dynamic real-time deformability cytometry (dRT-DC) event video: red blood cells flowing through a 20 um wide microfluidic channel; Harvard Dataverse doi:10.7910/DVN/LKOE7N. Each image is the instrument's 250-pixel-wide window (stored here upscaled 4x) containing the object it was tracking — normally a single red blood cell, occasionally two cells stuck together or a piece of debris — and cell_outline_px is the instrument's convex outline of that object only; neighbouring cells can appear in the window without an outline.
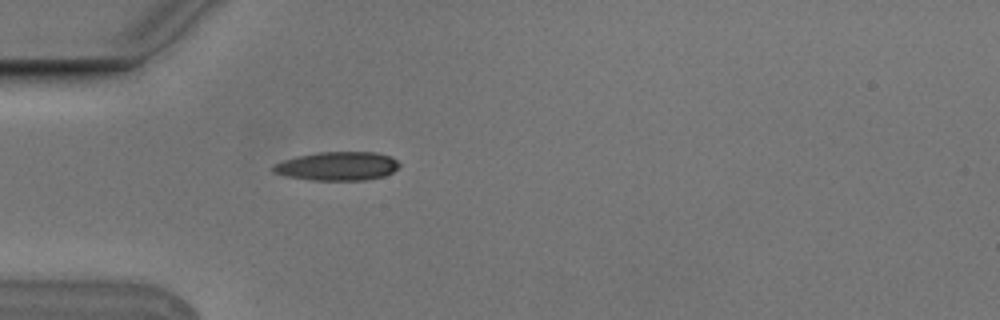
{"species": "Egyptian fruit bat (a non-hibernating species)", "species_latin": "Rousettus aegyptiacus", "temperature_condition": "cold", "stored_images_in_passage": 1, "camera_frame_rate_fps": 3000, "um_per_image_px": 0.085, "animal": {"sex": "male"}, "frame": {"image": 1, "passage_image": 1, "time_ms": 0.0, "image_size_px": [1000, 320], "cell_outline_px": [[400, 164], [392, 172], [384, 176], [364, 180], [312, 180], [288, 176], [272, 172], [272, 164], [296, 156], [316, 152], [376, 152], [392, 156]], "centroid_in_image_um": [28.66, 14.11], "position_along_channel_um": 56.3, "area_um2": 21.15}}